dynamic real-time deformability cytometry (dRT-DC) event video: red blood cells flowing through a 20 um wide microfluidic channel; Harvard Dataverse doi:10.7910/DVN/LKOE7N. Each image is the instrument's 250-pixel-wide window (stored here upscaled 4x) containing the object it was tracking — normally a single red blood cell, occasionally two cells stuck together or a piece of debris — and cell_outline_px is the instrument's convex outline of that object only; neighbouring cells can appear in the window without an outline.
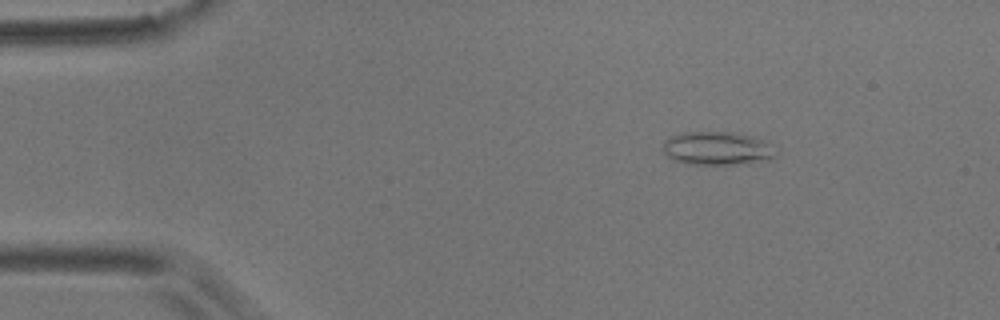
{"species": "common noctule bat (a hibernating species)", "species_latin": "Nyctalus noctula", "temperature_condition": "room temperature", "stored_images_in_passage": 4, "camera_frame_rate_fps": 3000, "um_per_image_px": 0.085, "animal": {"sex": "male", "body_mass_g": 17.9}, "frame": {"image": 1, "passage_image": 1, "time_ms": 0.0, "image_size_px": [1000, 320], "cell_outline_px": [[780, 152], [776, 156], [768, 160], [736, 164], [688, 164], [672, 160], [664, 152], [664, 140], [668, 136], [684, 132], [736, 132], [756, 136], [764, 140]], "centroid_in_image_um": [61.0, 12.6], "position_along_channel_um": 24.0, "area_um2": 22.37}}